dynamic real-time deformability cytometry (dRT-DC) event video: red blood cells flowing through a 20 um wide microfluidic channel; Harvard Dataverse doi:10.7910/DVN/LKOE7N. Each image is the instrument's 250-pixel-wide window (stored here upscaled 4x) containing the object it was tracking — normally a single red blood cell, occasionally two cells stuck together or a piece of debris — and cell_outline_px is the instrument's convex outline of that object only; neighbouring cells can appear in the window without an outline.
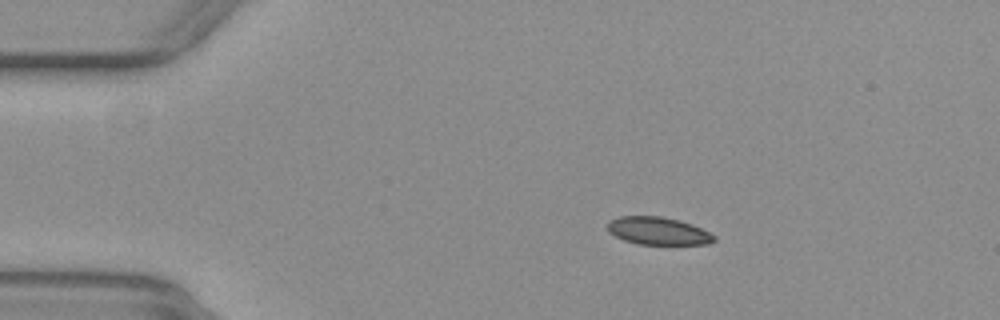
{"species": "common noctule bat (a hibernating species)", "species_latin": "Nyctalus noctula", "temperature_condition": "warm", "stored_images_in_passage": 17, "camera_frame_rate_fps": 3000, "um_per_image_px": 0.085, "animal": {"sex": "female", "body_mass_g": 29.2, "forearm_length_mm": 56.3}, "frame": {"image": 1, "passage_image": 11, "time_ms": 3.333, "image_size_px": [1000, 320], "cell_outline_px": [[716, 240], [708, 244], [636, 244], [624, 240], [608, 232], [608, 220], [620, 216], [660, 216], [680, 220], [692, 224], [716, 236]], "centroid_in_image_um": [55.93, 19.62], "position_along_channel_um": 29.1, "area_um2": 17.22}}